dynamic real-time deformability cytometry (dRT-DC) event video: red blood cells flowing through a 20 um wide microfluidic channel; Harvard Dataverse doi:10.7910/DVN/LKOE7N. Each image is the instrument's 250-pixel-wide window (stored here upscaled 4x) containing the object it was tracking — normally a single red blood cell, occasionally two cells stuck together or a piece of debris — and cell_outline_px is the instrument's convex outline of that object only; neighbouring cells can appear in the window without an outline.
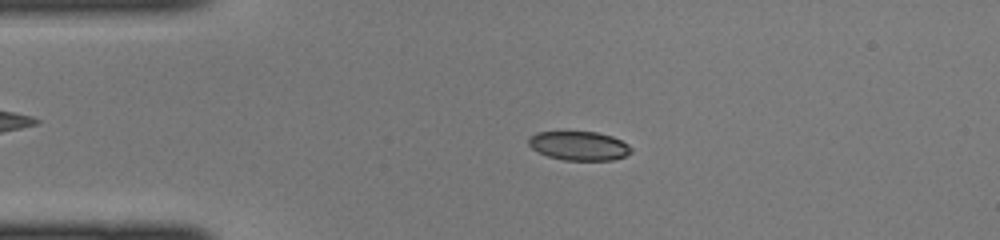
{"species": "common noctule bat (a hibernating species)", "species_latin": "Nyctalus noctula", "temperature_condition": "cold", "stored_images_in_passage": 44, "camera_frame_rate_fps": 3000, "um_per_image_px": 0.085, "animal": {"sex": "female", "body_mass_g": 22.0, "forearm_length_mm": 56.7}, "frame": {"image": 1, "passage_image": 9, "time_ms": 2.667, "image_size_px": [1000, 240], "cell_outline_px": [[632, 152], [624, 156], [612, 160], [564, 160], [548, 156], [536, 152], [528, 144], [528, 140], [536, 132], [596, 132], [612, 136], [628, 144], [632, 148]], "centroid_in_image_um": [49.22, 12.4], "position_along_channel_um": 35.8, "area_um2": 17.28}}
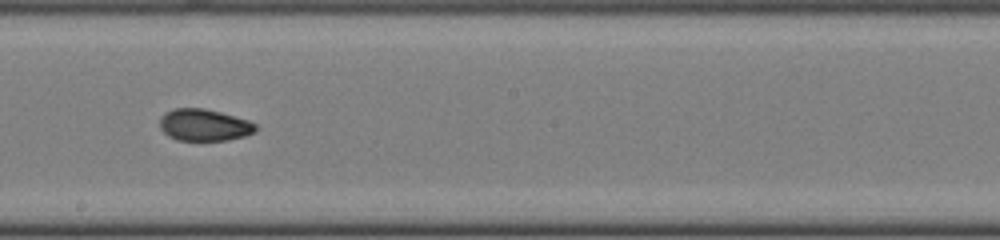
{"frame": {"image": 2, "passage_image": 24, "time_ms": 7.667, "image_size_px": [1000, 240], "cell_outline_px": [[256, 132], [244, 136], [228, 140], [176, 140], [168, 136], [160, 128], [160, 116], [164, 112], [172, 108], [204, 108], [220, 112], [248, 120], [256, 124]], "centroid_in_image_um": [17.33, 10.62], "position_along_channel_um": 230.9, "area_um2": 17.92}}
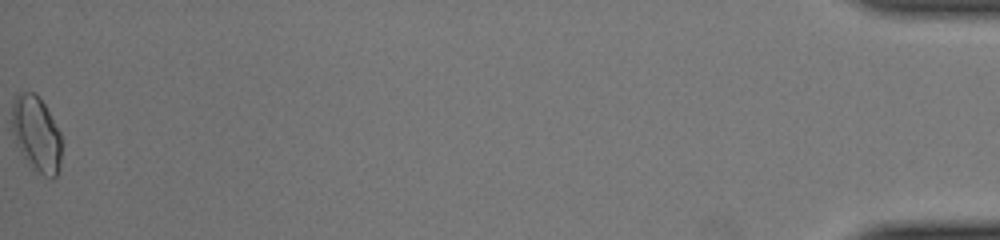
{"frame": {"image": 3, "passage_image": 44, "time_ms": 14.333, "image_size_px": [1000, 240], "cell_outline_px": [[60, 168], [56, 176], [52, 180], [32, 172], [20, 152], [16, 144], [12, 132], [12, 100], [20, 92], [36, 92], [44, 104], [60, 132]], "centroid_in_image_um": [3.07, 11.45], "position_along_channel_um": 432.1, "area_um2": 22.37}}